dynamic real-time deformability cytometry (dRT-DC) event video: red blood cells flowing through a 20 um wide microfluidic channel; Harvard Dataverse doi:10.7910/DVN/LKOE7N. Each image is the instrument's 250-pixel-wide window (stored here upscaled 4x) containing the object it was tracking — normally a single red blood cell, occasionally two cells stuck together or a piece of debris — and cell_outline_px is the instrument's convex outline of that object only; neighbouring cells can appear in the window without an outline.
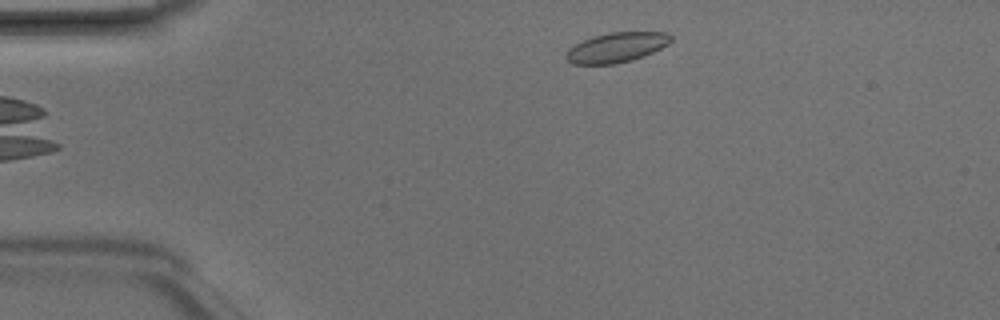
{"species": "Egyptian fruit bat (a non-hibernating species)", "species_latin": "Rousettus aegyptiacus", "temperature_condition": "room temperature", "stored_images_in_passage": 5, "camera_frame_rate_fps": 3000, "um_per_image_px": 0.085, "animal": {"sex": "male"}, "frame": {"image": 1, "passage_image": 5, "time_ms": 1.333, "image_size_px": [1000, 320], "cell_outline_px": [[672, 40], [668, 44], [644, 56], [632, 60], [616, 64], [572, 64], [564, 56], [568, 48], [592, 36], [608, 32], [668, 32], [672, 36]], "centroid_in_image_um": [52.4, 4.03], "position_along_channel_um": 32.6, "area_um2": 18.32}}